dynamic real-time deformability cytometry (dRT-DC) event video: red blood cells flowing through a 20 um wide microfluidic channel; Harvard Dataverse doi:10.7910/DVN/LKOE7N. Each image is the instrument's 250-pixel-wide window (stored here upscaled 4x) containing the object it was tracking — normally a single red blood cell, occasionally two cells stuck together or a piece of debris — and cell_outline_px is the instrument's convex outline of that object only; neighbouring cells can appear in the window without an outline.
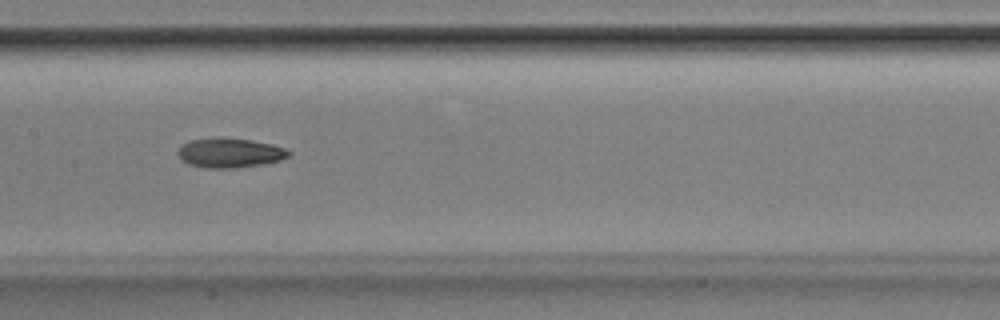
{"species": "Egyptian fruit bat (a non-hibernating species)", "species_latin": "Rousettus aegyptiacus", "temperature_condition": "room temperature", "stored_images_in_passage": 40, "camera_frame_rate_fps": 3000, "um_per_image_px": 0.085, "animal": {"sex": "male"}, "frame": {"image": 1, "passage_image": 14, "time_ms": 4.333, "image_size_px": [1000, 320], "cell_outline_px": [[292, 156], [280, 160], [260, 164], [236, 168], [204, 168], [188, 164], [180, 160], [176, 152], [188, 140], [220, 136], [252, 140], [272, 144], [284, 148], [292, 152]], "centroid_in_image_um": [19.51, 12.98], "position_along_channel_um": 187.9, "area_um2": 19.48}}
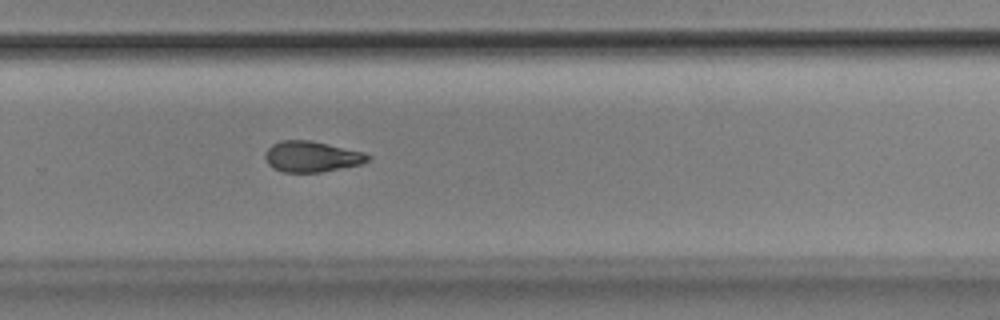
{"frame": {"image": 2, "passage_image": 23, "time_ms": 7.333, "image_size_px": [1000, 320], "cell_outline_px": [[372, 156], [368, 160], [360, 164], [320, 172], [284, 172], [272, 168], [268, 164], [264, 156], [264, 152], [272, 144], [280, 140], [308, 140], [364, 152]], "centroid_in_image_um": [26.45, 13.31], "position_along_channel_um": 303.4, "area_um2": 18.32}}
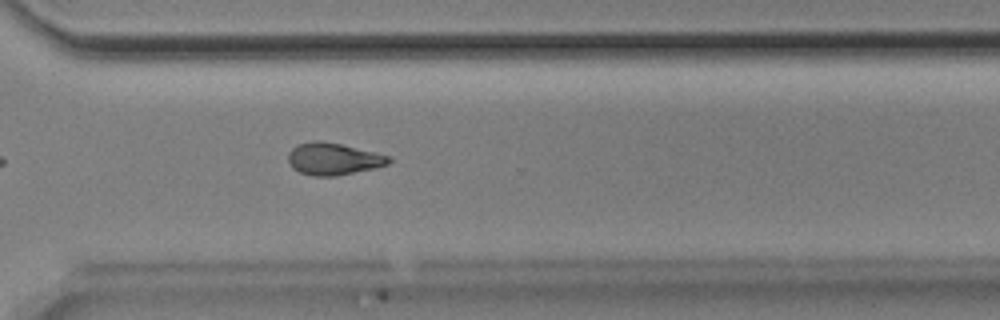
{"frame": {"image": 3, "passage_image": 26, "time_ms": 8.333, "image_size_px": [1000, 320], "cell_outline_px": [[392, 160], [388, 164], [376, 168], [336, 176], [312, 176], [300, 172], [292, 168], [288, 160], [288, 152], [296, 144], [312, 140], [320, 140], [340, 144], [392, 156]], "centroid_in_image_um": [28.33, 13.5], "position_along_channel_um": 342.3, "area_um2": 19.02}, "authors_computed_cell_mechanics": {"area_um2": 18.7561, "velocity_mm_per_s": 3.8699, "shape_relaxation_time_tau1_ms": 7.8683, "shape_relaxation_time_tau2_ms": 7.7413, "deformation_change_tau1": 0.1728, "deformation_change_tau2": 0.1645}}